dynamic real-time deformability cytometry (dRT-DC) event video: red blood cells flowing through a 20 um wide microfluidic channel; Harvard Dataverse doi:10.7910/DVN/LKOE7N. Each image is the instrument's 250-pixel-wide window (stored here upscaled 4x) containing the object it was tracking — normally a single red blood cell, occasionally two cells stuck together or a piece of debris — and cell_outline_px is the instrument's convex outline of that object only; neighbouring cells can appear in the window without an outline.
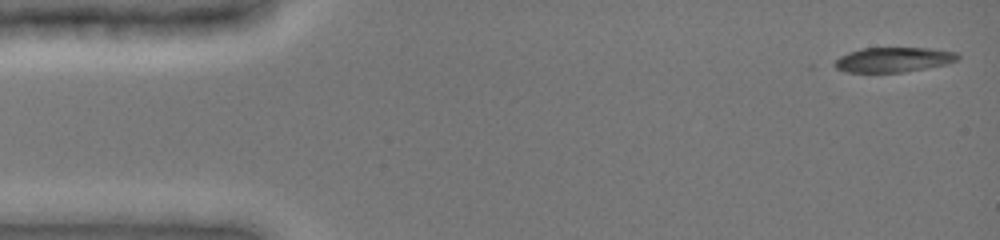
{"species": "common noctule bat (a hibernating species)", "species_latin": "Nyctalus noctula", "temperature_condition": "cold", "stored_images_in_passage": 11, "camera_frame_rate_fps": 3000, "um_per_image_px": 0.085, "animal": {"sex": "female", "body_mass_g": 19.0, "forearm_length_mm": 51.5}, "frame": {"image": 1, "passage_image": 1, "time_ms": 0.0, "image_size_px": [1000, 240], "cell_outline_px": [[960, 60], [948, 64], [928, 68], [904, 72], [844, 72], [828, 64], [840, 56], [848, 52], [860, 48], [932, 48], [956, 52], [960, 56]], "centroid_in_image_um": [75.92, 5.07], "position_along_channel_um": 9.1, "area_um2": 18.26}}
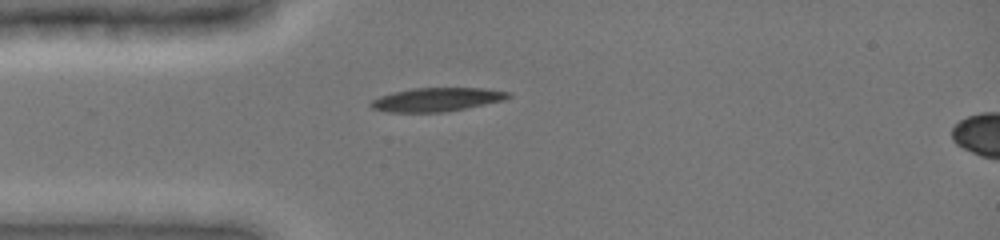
{"frame": {"image": 2, "passage_image": 10, "time_ms": 3.667, "image_size_px": [1000, 240], "cell_outline_px": [[512, 96], [504, 100], [444, 112], [388, 112], [372, 108], [368, 104], [372, 100], [380, 96], [392, 92], [412, 88], [484, 88], [512, 92]], "centroid_in_image_um": [37.12, 8.45], "position_along_channel_um": 47.9, "area_um2": 18.96}}